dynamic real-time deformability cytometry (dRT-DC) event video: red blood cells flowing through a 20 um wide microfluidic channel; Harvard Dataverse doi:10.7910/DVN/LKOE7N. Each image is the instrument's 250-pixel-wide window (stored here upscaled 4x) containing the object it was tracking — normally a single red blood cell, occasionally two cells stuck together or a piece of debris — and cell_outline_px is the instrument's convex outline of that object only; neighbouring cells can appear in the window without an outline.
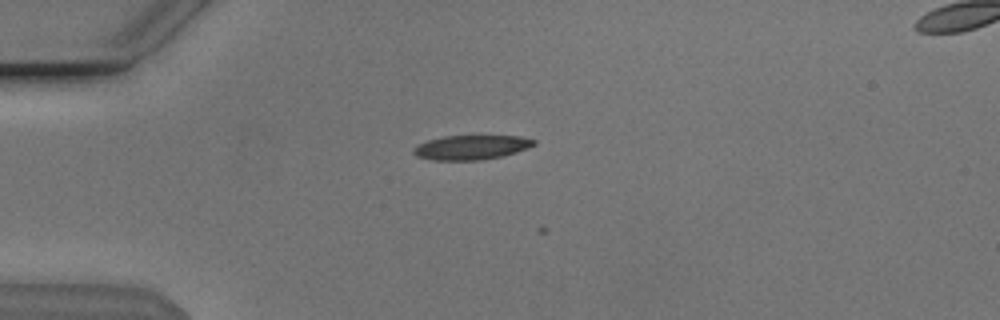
{"species": "Egyptian fruit bat (a non-hibernating species)", "species_latin": "Rousettus aegyptiacus", "temperature_condition": "cold", "stored_images_in_passage": 4, "camera_frame_rate_fps": 3000, "um_per_image_px": 0.085, "animal": {"sex": "male"}, "frame": {"image": 1, "passage_image": 3, "time_ms": 0.667, "image_size_px": [1000, 320], "cell_outline_px": [[536, 144], [516, 152], [500, 156], [480, 160], [432, 160], [416, 156], [412, 152], [412, 148], [428, 140], [444, 136], [516, 136], [536, 140]], "centroid_in_image_um": [40.02, 12.53], "position_along_channel_um": 45.0, "area_um2": 16.94}}